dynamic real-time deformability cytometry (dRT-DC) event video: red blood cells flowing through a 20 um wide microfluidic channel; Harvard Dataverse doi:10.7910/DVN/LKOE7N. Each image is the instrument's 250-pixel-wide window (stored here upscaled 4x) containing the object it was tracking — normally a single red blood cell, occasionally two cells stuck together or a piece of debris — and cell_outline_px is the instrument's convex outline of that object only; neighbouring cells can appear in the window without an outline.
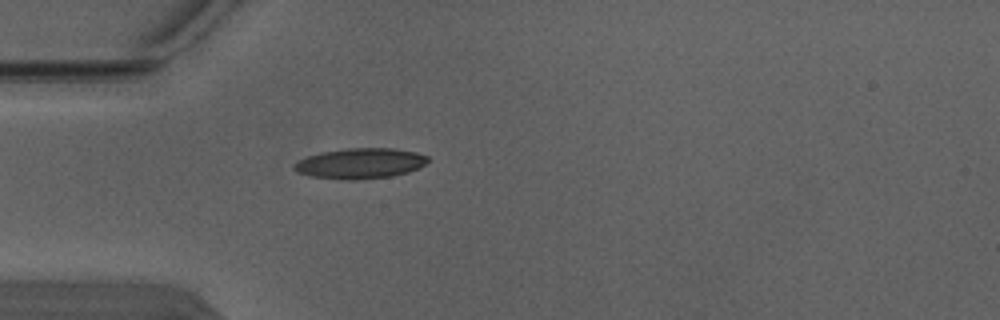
{"species": "Egyptian fruit bat (a non-hibernating species)", "species_latin": "Rousettus aegyptiacus", "temperature_condition": "warm", "stored_images_in_passage": 1, "camera_frame_rate_fps": 3000, "um_per_image_px": 0.085, "animal": {"sex": "male"}, "frame": {"image": 1, "passage_image": 1, "time_ms": 0.0, "image_size_px": [1000, 320], "cell_outline_px": [[428, 160], [424, 164], [408, 172], [392, 176], [356, 180], [344, 180], [308, 176], [296, 172], [292, 168], [292, 164], [308, 156], [324, 152], [348, 148], [392, 148], [416, 152], [428, 156]], "centroid_in_image_um": [30.58, 13.9], "position_along_channel_um": 54.4, "area_um2": 23.7}}